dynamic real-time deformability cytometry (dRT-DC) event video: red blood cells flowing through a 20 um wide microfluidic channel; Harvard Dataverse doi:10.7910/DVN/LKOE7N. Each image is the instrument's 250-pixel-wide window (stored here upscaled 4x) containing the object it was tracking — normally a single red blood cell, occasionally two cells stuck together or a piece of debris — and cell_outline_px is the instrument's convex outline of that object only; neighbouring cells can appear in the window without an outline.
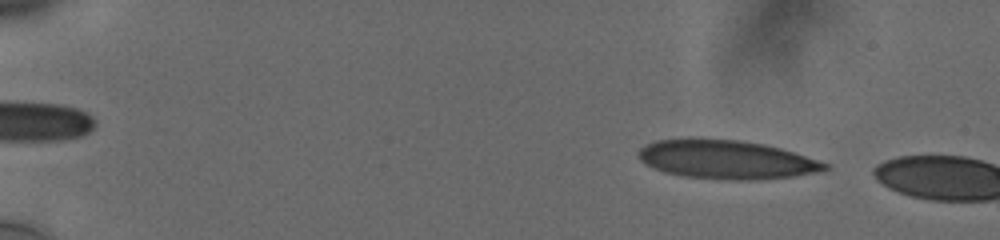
{"species": "human", "species_latin": "Homo sapiens", "temperature_condition": "cold", "stored_images_in_passage": 5, "camera_frame_rate_fps": 3000, "um_per_image_px": 0.085, "donor": {"sex": "male"}, "frame": {"image": 1, "passage_image": 3, "time_ms": 1.0, "image_size_px": [1000, 240], "cell_outline_px": [[828, 168], [812, 172], [788, 176], [688, 176], [668, 172], [656, 168], [648, 164], [640, 156], [640, 148], [656, 140], [688, 136], [700, 136], [740, 140], [764, 144], [780, 148], [828, 164]], "centroid_in_image_um": [61.63, 13.44], "position_along_channel_um": 23.4, "area_um2": 39.88}}